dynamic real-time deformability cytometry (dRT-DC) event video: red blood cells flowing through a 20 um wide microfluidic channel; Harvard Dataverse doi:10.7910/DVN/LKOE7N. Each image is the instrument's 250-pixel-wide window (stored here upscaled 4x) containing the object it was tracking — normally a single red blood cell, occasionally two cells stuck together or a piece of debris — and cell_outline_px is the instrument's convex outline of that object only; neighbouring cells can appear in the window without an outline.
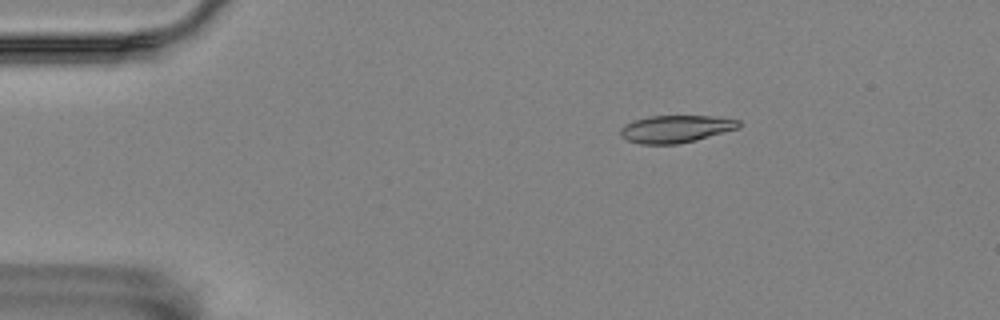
{"species": "Egyptian fruit bat (a non-hibernating species)", "species_latin": "Rousettus aegyptiacus", "temperature_condition": "room temperature", "stored_images_in_passage": 5, "camera_frame_rate_fps": 3000, "um_per_image_px": 0.085, "animal": {"sex": "female"}, "frame": {"image": 1, "passage_image": 3, "time_ms": 0.667, "image_size_px": [1000, 320], "cell_outline_px": [[740, 128], [696, 140], [676, 144], [640, 144], [628, 140], [620, 136], [620, 128], [624, 124], [648, 116], [712, 116], [740, 120]], "centroid_in_image_um": [57.44, 10.96], "position_along_channel_um": 27.6, "area_um2": 18.9}}